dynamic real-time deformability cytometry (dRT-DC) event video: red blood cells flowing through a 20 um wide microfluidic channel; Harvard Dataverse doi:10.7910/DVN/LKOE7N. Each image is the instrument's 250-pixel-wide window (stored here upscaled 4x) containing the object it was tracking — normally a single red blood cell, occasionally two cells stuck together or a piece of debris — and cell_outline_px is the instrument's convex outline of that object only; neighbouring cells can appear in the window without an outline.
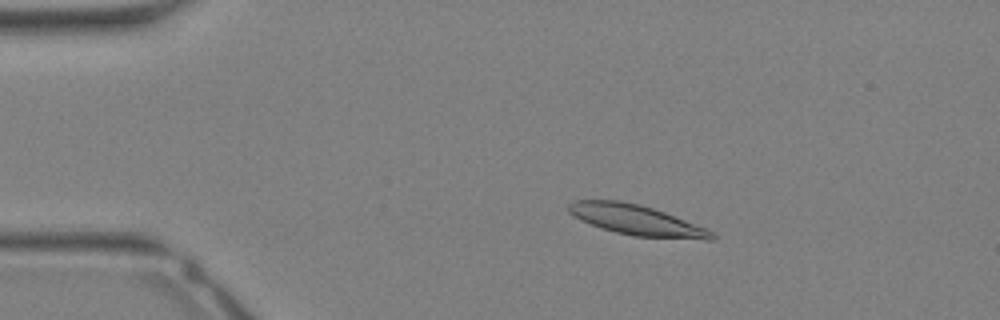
{"species": "Egyptian fruit bat (a non-hibernating species)", "species_latin": "Rousettus aegyptiacus", "temperature_condition": "warm", "stored_images_in_passage": 34, "camera_frame_rate_fps": 3000, "um_per_image_px": 0.085, "animal": {"sex": "female"}, "frame": {"image": 1, "passage_image": 7, "time_ms": 2.0, "image_size_px": [1000, 320], "cell_outline_px": [[716, 240], [704, 240], [632, 236], [616, 232], [580, 220], [568, 212], [568, 204], [572, 200], [620, 200], [640, 204], [664, 212], [708, 228], [716, 232]], "centroid_in_image_um": [54.17, 18.71], "position_along_channel_um": 30.8, "area_um2": 25.49}}
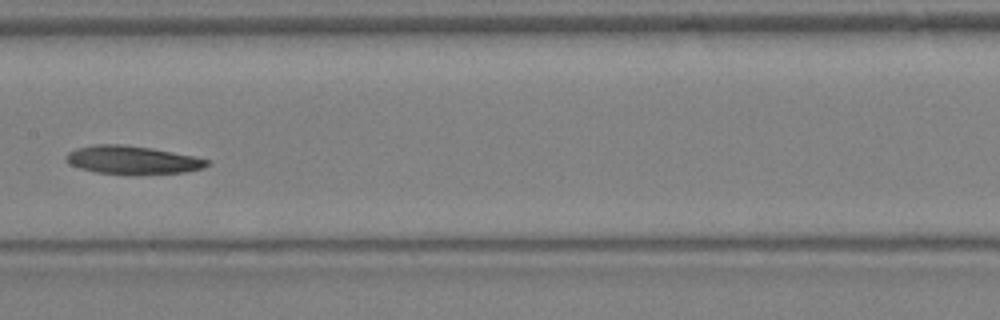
{"frame": {"image": 2, "passage_image": 18, "time_ms": 5.667, "image_size_px": [1000, 320], "cell_outline_px": [[208, 164], [200, 168], [184, 172], [96, 172], [80, 168], [68, 164], [64, 156], [68, 152], [76, 148], [96, 144], [120, 144], [152, 148], [192, 156], [208, 160]], "centroid_in_image_um": [11.14, 13.55], "position_along_channel_um": 196.3, "area_um2": 22.14}}
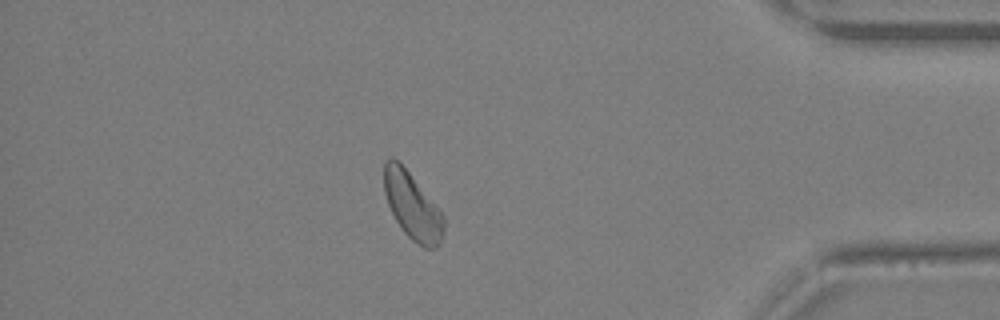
{"frame": {"image": 3, "passage_image": 30, "time_ms": 9.667, "image_size_px": [1000, 320], "cell_outline_px": [[444, 232], [440, 244], [436, 248], [424, 248], [412, 240], [404, 232], [396, 220], [388, 204], [384, 192], [384, 160], [388, 156], [392, 156], [408, 172], [444, 216]], "centroid_in_image_um": [35.04, 17.53], "position_along_channel_um": 400.2, "area_um2": 22.83}}